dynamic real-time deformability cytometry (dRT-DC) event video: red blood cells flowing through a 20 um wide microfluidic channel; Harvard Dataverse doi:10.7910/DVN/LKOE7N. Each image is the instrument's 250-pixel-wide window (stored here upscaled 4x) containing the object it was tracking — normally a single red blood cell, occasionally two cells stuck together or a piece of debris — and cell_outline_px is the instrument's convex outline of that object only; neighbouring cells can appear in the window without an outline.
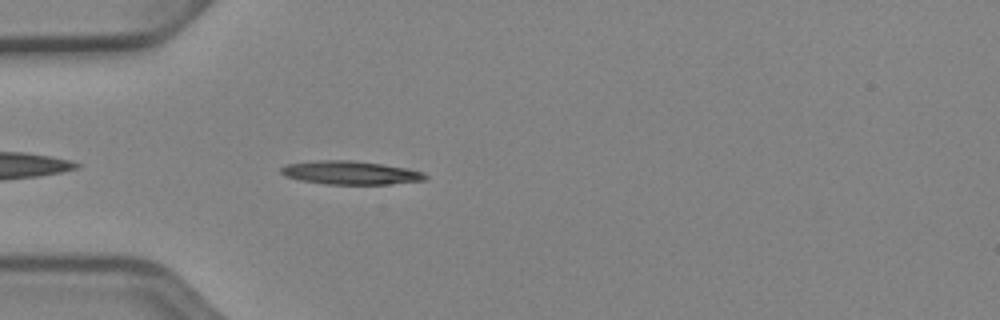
{"species": "Egyptian fruit bat (a non-hibernating species)", "species_latin": "Rousettus aegyptiacus", "temperature_condition": "cold", "stored_images_in_passage": 40, "camera_frame_rate_fps": 3000, "um_per_image_px": 0.085, "animal": {"sex": "female"}, "frame": {"image": 1, "passage_image": 4, "time_ms": 1.0, "image_size_px": [1000, 320], "cell_outline_px": [[428, 176], [424, 180], [388, 184], [328, 184], [300, 180], [284, 176], [280, 172], [280, 168], [284, 164], [316, 160], [352, 160], [384, 164], [408, 168], [424, 172]], "centroid_in_image_um": [29.77, 14.67], "position_along_channel_um": 55.2, "area_um2": 19.88}}
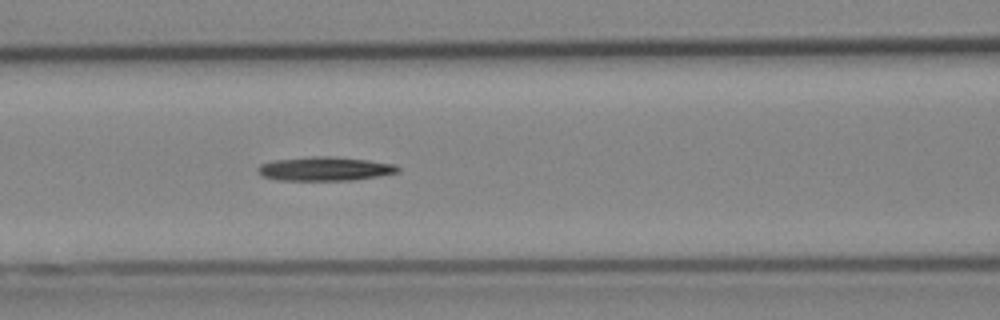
{"frame": {"image": 2, "passage_image": 11, "time_ms": 3.333, "image_size_px": [1000, 320], "cell_outline_px": [[400, 172], [380, 176], [352, 180], [276, 180], [260, 176], [256, 172], [256, 168], [260, 164], [272, 160], [316, 156], [328, 156], [368, 160], [396, 164], [400, 168]], "centroid_in_image_um": [27.58, 14.35], "position_along_channel_um": 139.0, "area_um2": 19.77}}
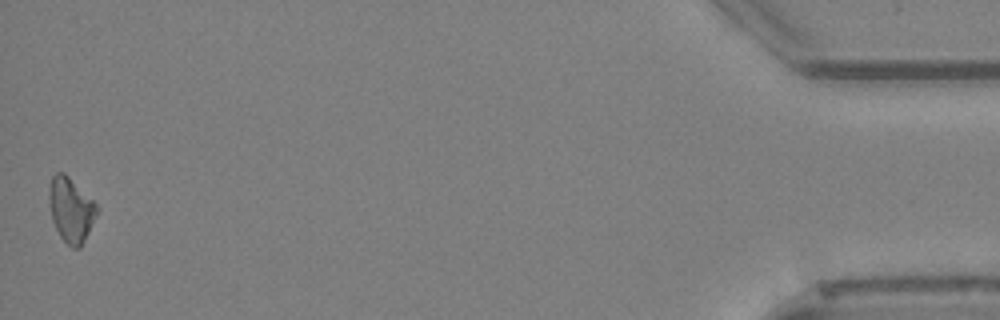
{"frame": {"image": 3, "passage_image": 40, "time_ms": 13.0, "image_size_px": [1000, 320], "cell_outline_px": [[100, 208], [80, 248], [72, 248], [60, 236], [52, 220], [48, 196], [48, 188], [52, 176], [56, 172], [64, 172]], "centroid_in_image_um": [6.01, 17.81], "position_along_channel_um": 429.2, "area_um2": 17.8}}